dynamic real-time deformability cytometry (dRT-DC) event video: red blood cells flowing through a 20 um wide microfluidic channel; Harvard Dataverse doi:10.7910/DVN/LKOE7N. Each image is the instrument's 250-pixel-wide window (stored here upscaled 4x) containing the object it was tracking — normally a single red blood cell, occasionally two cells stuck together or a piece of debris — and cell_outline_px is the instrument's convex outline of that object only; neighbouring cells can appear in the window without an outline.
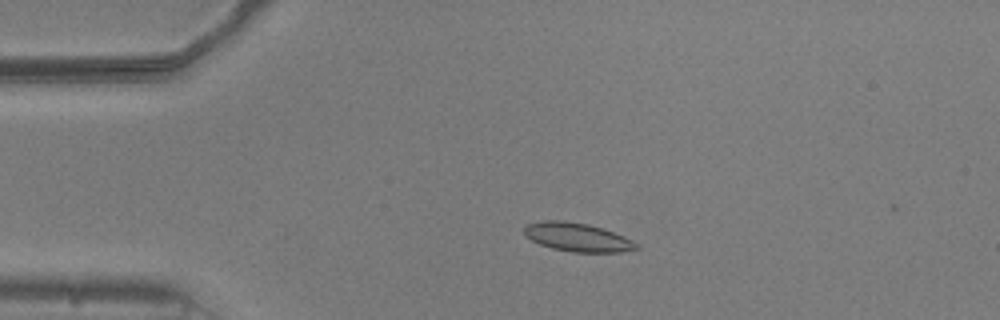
{"species": "common noctule bat (a hibernating species)", "species_latin": "Nyctalus noctula", "temperature_condition": "warm", "stored_images_in_passage": 50, "camera_frame_rate_fps": 3000, "um_per_image_px": 0.085, "animal": {"sex": "male", "body_mass_g": 20.5, "forearm_length_mm": 52.5}, "frame": {"image": 1, "passage_image": 11, "time_ms": 3.333, "image_size_px": [1000, 320], "cell_outline_px": [[640, 248], [620, 252], [572, 252], [552, 248], [540, 244], [524, 236], [524, 228], [528, 224], [544, 220], [564, 220], [588, 224], [604, 228], [624, 236], [640, 244]], "centroid_in_image_um": [49.1, 20.16], "position_along_channel_um": 35.9, "area_um2": 18.84}}
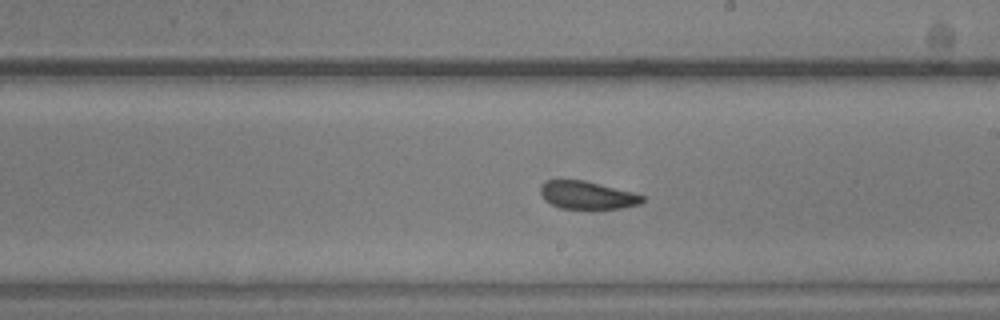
{"frame": {"image": 2, "passage_image": 30, "time_ms": 9.667, "image_size_px": [1000, 320], "cell_outline_px": [[644, 200], [640, 204], [600, 212], [592, 212], [560, 208], [544, 200], [540, 192], [540, 184], [544, 180], [584, 180], [632, 192], [644, 196]], "centroid_in_image_um": [49.9, 16.64], "position_along_channel_um": 239.1, "area_um2": 17.4}}
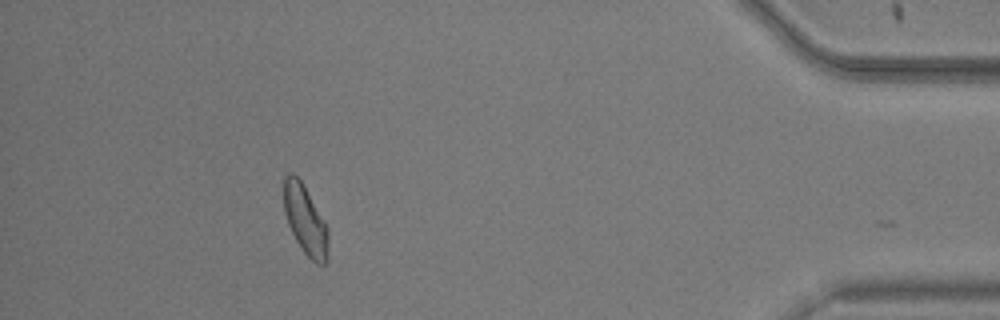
{"frame": {"image": 3, "passage_image": 48, "time_ms": 15.667, "image_size_px": [1000, 320], "cell_outline_px": [[328, 260], [324, 264], [316, 264], [304, 252], [296, 240], [288, 224], [284, 212], [284, 176], [288, 172], [292, 172], [300, 180], [324, 220], [328, 228]], "centroid_in_image_um": [25.95, 18.71], "position_along_channel_um": 409.2, "area_um2": 17.8}, "authors_computed_cell_mechanics": {"area_um2": 17.8024, "velocity_mm_per_s": 3.7641, "shape_relaxation_time_tau1_ms": 3.3757, "shape_relaxation_time_tau2_ms": 1.4651, "deformation_change_tau1": 0.1086, "deformation_change_tau2": 0.0928}}